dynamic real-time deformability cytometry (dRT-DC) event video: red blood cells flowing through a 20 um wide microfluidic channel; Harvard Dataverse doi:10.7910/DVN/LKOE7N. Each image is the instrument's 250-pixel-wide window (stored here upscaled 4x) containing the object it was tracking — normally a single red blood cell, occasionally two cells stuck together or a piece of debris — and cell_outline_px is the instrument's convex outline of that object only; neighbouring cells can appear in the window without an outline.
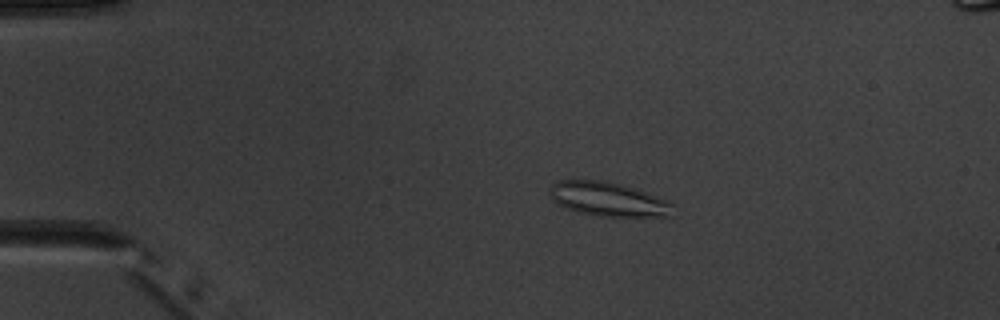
{"species": "common noctule bat (a hibernating species)", "species_latin": "Nyctalus noctula", "temperature_condition": "warm", "stored_images_in_passage": 5, "camera_frame_rate_fps": 3000, "um_per_image_px": 0.085, "animal": {"sex": "male", "body_mass_g": 20.1, "forearm_length_mm": 53.5}, "frame": {"image": 1, "passage_image": 3, "time_ms": 2.333, "image_size_px": [1000, 320], "cell_outline_px": [[672, 216], [596, 216], [580, 212], [568, 208], [552, 200], [548, 192], [548, 188], [556, 180], [604, 180], [632, 188], [668, 200], [672, 204]], "centroid_in_image_um": [51.64, 16.92], "position_along_channel_um": 33.4, "area_um2": 24.22}}
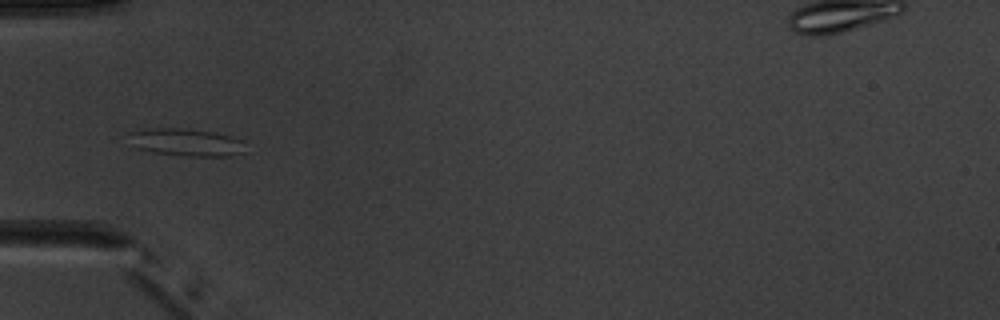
{"frame": {"image": 2, "passage_image": 5, "time_ms": 4.667, "image_size_px": [1000, 320], "cell_outline_px": [[244, 152], [228, 156], [188, 156], [152, 152], [136, 148], [124, 132], [152, 128], [184, 128], [212, 132], [232, 136], [244, 140]], "centroid_in_image_um": [15.79, 12.08], "position_along_channel_um": 69.2, "area_um2": 18.9}}